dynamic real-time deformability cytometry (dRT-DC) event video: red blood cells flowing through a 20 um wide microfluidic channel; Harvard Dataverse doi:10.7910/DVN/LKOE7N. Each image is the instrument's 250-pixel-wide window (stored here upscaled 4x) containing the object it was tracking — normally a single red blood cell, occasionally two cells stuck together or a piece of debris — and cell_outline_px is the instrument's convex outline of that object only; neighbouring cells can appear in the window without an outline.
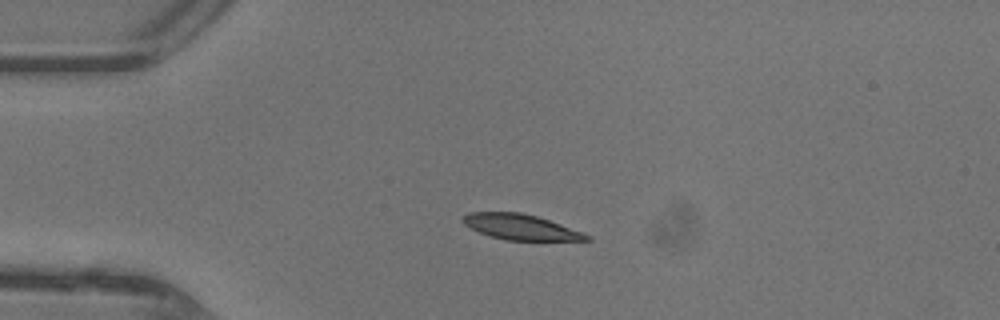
{"species": "common noctule bat (a hibernating species)", "species_latin": "Nyctalus noctula", "temperature_condition": "warm", "stored_images_in_passage": 36, "camera_frame_rate_fps": 3000, "um_per_image_px": 0.085, "animal": {"sex": "female"}, "frame": {"image": 1, "passage_image": 1, "time_ms": 0.0, "image_size_px": [1000, 320], "cell_outline_px": [[592, 240], [508, 240], [492, 236], [480, 232], [464, 224], [460, 220], [468, 212], [520, 212], [536, 216], [584, 232], [592, 236]], "centroid_in_image_um": [44.28, 19.29], "position_along_channel_um": 40.7, "area_um2": 18.15}}
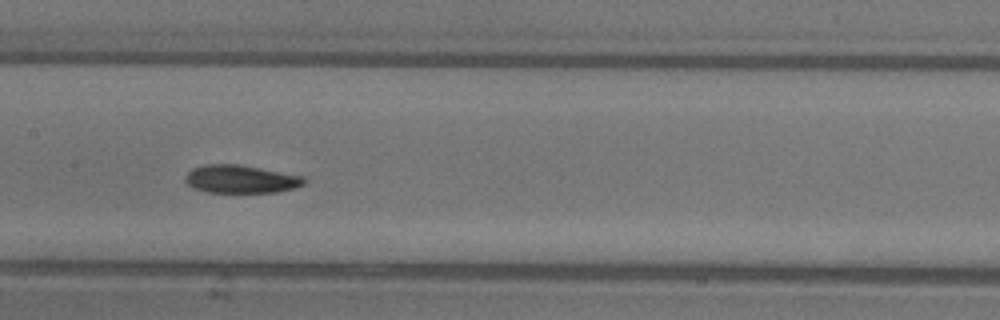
{"frame": {"image": 2, "passage_image": 13, "time_ms": 4.0, "image_size_px": [1000, 320], "cell_outline_px": [[308, 180], [304, 184], [296, 188], [276, 192], [236, 196], [208, 192], [192, 188], [184, 180], [184, 176], [192, 168], [204, 164], [236, 164], [260, 168], [304, 176]], "centroid_in_image_um": [20.46, 15.28], "position_along_channel_um": 186.9, "area_um2": 20.52}}
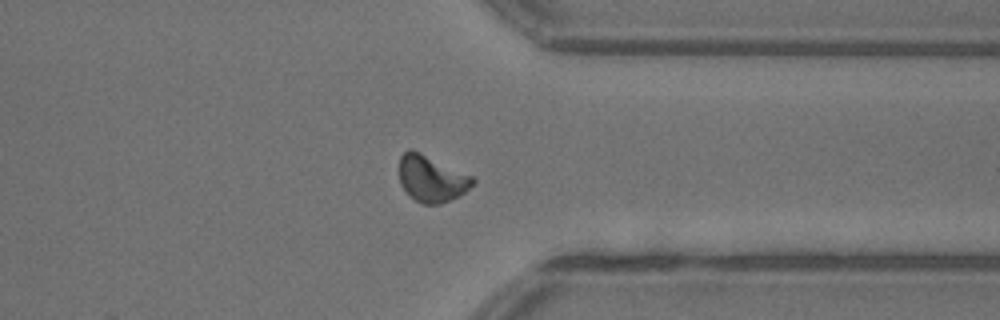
{"frame": {"image": 3, "passage_image": 26, "time_ms": 8.333, "image_size_px": [1000, 320], "cell_outline_px": [[476, 180], [460, 196], [440, 204], [424, 204], [408, 196], [400, 184], [400, 156], [408, 148], [412, 148], [472, 176]], "centroid_in_image_um": [36.65, 15.18], "position_along_channel_um": 374.7, "area_um2": 19.88}, "authors_computed_cell_mechanics": {"area_um2": 19.3341, "velocity_mm_per_s": 4.4165, "shape_relaxation_time_tau1_ms": 4.2205, "shape_relaxation_time_tau2_ms": 5.0718, "deformation_change_tau1": 0.1667, "deformation_change_tau2": 0.1113}}